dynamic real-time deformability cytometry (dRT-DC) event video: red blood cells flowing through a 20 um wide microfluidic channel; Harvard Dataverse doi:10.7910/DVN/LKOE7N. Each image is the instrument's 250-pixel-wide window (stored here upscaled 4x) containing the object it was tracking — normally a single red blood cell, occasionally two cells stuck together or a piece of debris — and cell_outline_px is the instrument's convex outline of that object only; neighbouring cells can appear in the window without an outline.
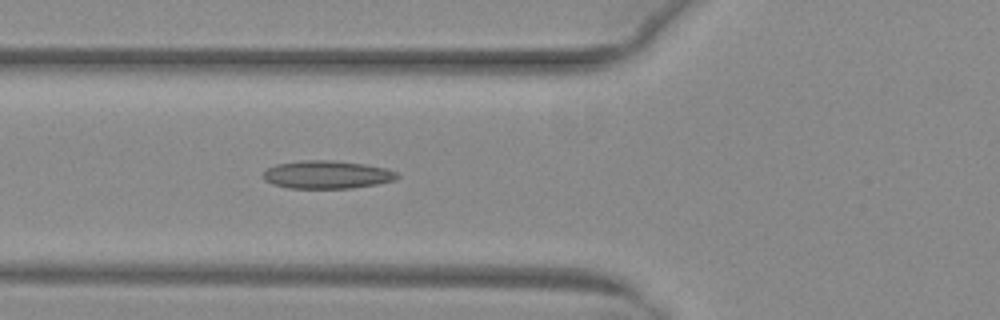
{"species": "common noctule bat (a hibernating species)", "species_latin": "Nyctalus noctula", "temperature_condition": "warm", "stored_images_in_passage": 38, "camera_frame_rate_fps": 3000, "um_per_image_px": 0.085, "animal": {"sex": "female", "body_mass_g": 29.2, "forearm_length_mm": 56.3}, "frame": {"image": 1, "passage_image": 6, "time_ms": 1.667, "image_size_px": [1000, 320], "cell_outline_px": [[400, 176], [396, 180], [376, 184], [352, 188], [288, 188], [272, 184], [264, 180], [264, 172], [268, 168], [276, 164], [304, 160], [336, 160], [364, 164], [388, 168], [396, 172]], "centroid_in_image_um": [27.82, 14.84], "position_along_channel_um": 98.0, "area_um2": 21.96}}
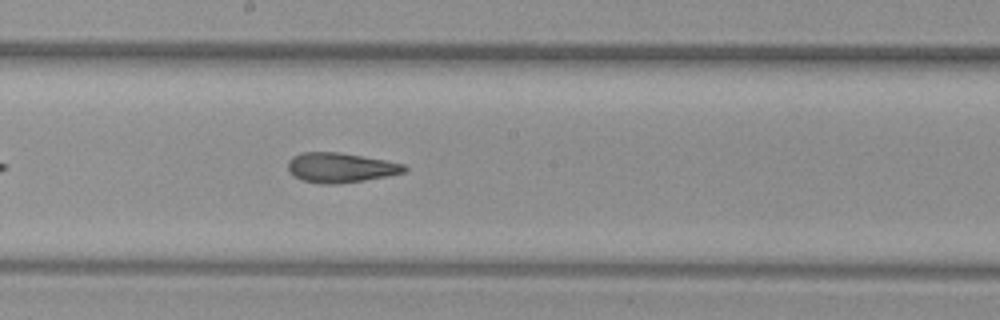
{"frame": {"image": 2, "passage_image": 15, "time_ms": 4.667, "image_size_px": [1000, 320], "cell_outline_px": [[408, 168], [404, 172], [388, 176], [364, 180], [336, 184], [320, 184], [300, 180], [288, 172], [288, 160], [292, 156], [304, 152], [340, 152], [384, 160], [404, 164]], "centroid_in_image_um": [28.9, 14.25], "position_along_channel_um": 219.3, "area_um2": 20.29}}
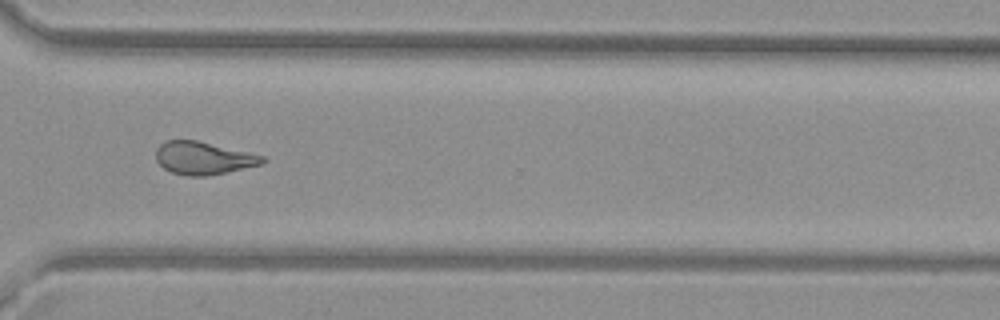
{"frame": {"image": 3, "passage_image": 25, "time_ms": 8.0, "image_size_px": [1000, 320], "cell_outline_px": [[268, 160], [264, 164], [208, 176], [184, 176], [172, 172], [164, 168], [156, 160], [156, 148], [160, 144], [168, 140], [196, 140], [248, 152], [264, 156]], "centroid_in_image_um": [17.3, 13.45], "position_along_channel_um": 353.3, "area_um2": 20.4}, "authors_computed_cell_mechanics": {"area_um2": 20.6346, "velocity_mm_per_s": 4.0291, "shape_relaxation_time_tau1_ms": null, "shape_relaxation_time_tau2_ms": 2.4598, "deformation_change_tau1": null, "deformation_change_tau2": 0.1189}}